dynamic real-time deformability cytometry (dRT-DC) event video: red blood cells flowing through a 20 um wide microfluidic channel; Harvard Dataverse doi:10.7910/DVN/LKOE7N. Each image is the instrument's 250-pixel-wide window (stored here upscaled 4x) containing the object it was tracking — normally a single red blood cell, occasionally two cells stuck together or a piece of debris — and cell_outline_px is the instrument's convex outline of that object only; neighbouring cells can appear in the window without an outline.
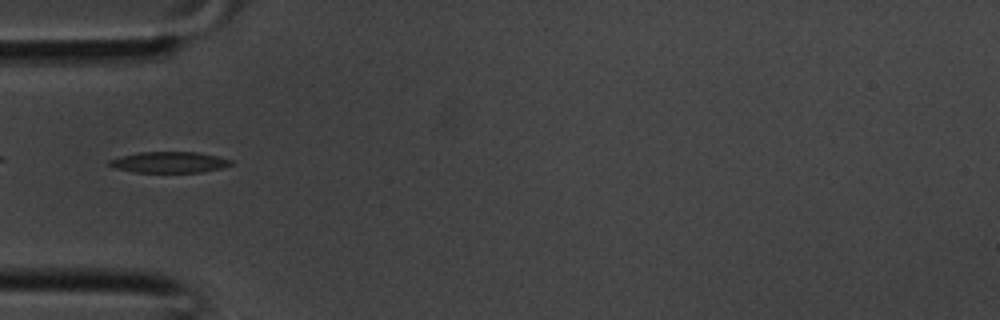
{"species": "common noctule bat (a hibernating species)", "species_latin": "Nyctalus noctula", "temperature_condition": "room temperature", "stored_images_in_passage": 36, "camera_frame_rate_fps": 3000, "um_per_image_px": 0.085, "animal": {"sex": "male", "body_mass_g": 20.1, "forearm_length_mm": 53.5}, "frame": {"image": 1, "passage_image": 11, "time_ms": 3.333, "image_size_px": [1000, 320], "cell_outline_px": [[232, 164], [220, 168], [200, 172], [136, 172], [116, 168], [108, 164], [108, 160], [140, 152], [196, 152], [216, 156], [232, 160]], "centroid_in_image_um": [14.39, 13.79], "position_along_channel_um": 70.6, "area_um2": 14.57}}
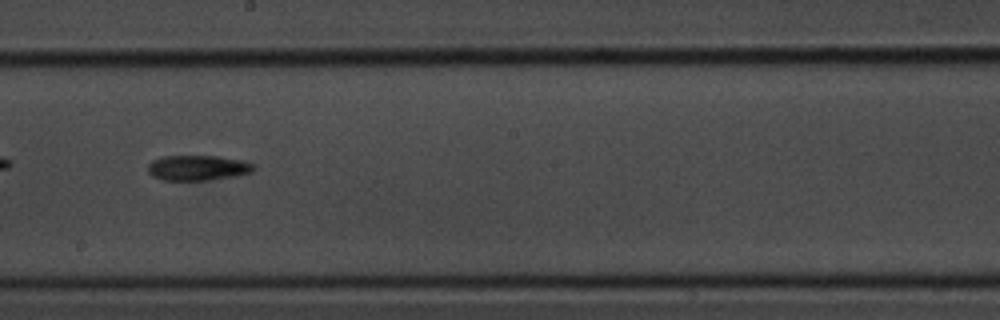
{"frame": {"image": 2, "passage_image": 20, "time_ms": 6.333, "image_size_px": [1000, 320], "cell_outline_px": [[256, 168], [252, 172], [236, 176], [204, 180], [164, 180], [152, 176], [148, 172], [148, 164], [152, 160], [164, 156], [216, 156], [244, 160], [256, 164]], "centroid_in_image_um": [16.84, 14.26], "position_along_channel_um": 231.4, "area_um2": 15.66}}
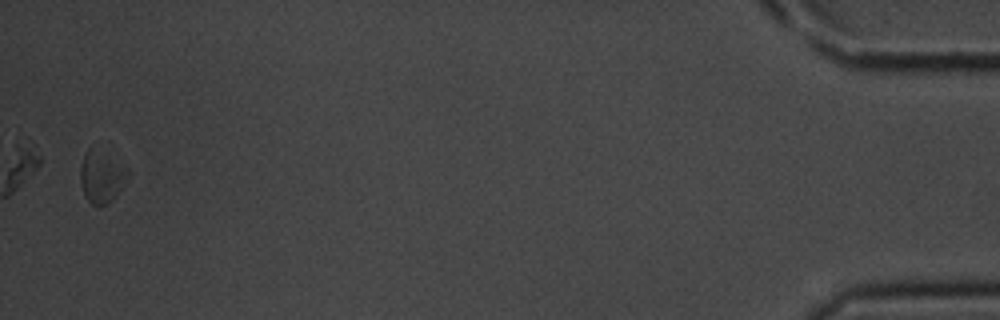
{"frame": {"image": 3, "passage_image": 36, "time_ms": 11.667, "image_size_px": [1000, 320], "cell_outline_px": [[120, 188], [116, 196], [108, 204], [92, 204], [84, 196], [80, 180], [80, 168], [84, 156], [88, 148], [120, 172]], "centroid_in_image_um": [8.39, 15.24], "position_along_channel_um": 426.8, "area_um2": 11.62}}